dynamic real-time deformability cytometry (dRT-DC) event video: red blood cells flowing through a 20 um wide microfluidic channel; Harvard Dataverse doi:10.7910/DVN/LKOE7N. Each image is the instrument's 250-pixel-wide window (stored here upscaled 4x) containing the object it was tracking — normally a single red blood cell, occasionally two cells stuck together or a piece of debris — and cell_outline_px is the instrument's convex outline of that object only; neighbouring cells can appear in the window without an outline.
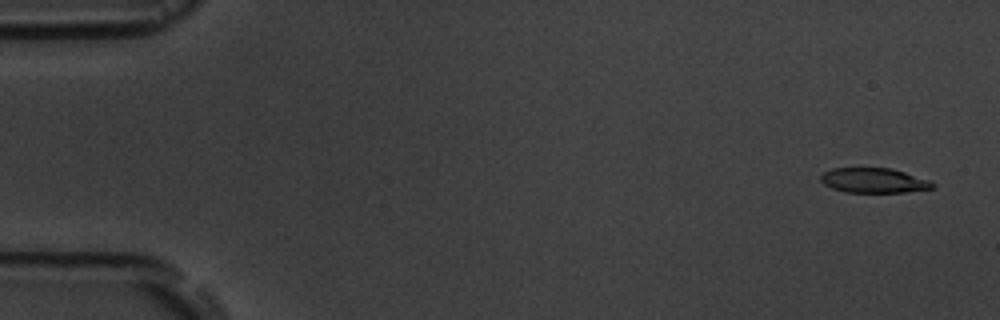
{"species": "common noctule bat (a hibernating species)", "species_latin": "Nyctalus noctula", "temperature_condition": "room temperature", "stored_images_in_passage": 5, "camera_frame_rate_fps": 3000, "um_per_image_px": 0.085, "animal": {"sex": "male", "body_mass_g": 19.5, "forearm_length_mm": 54.6}, "frame": {"image": 1, "passage_image": 1, "time_ms": 0.0, "image_size_px": [1000, 320], "cell_outline_px": [[936, 184], [932, 188], [904, 192], [844, 192], [832, 188], [824, 184], [820, 180], [820, 176], [824, 172], [832, 168], [892, 168], [928, 180]], "centroid_in_image_um": [74.24, 15.33], "position_along_channel_um": 10.8, "area_um2": 16.07}}
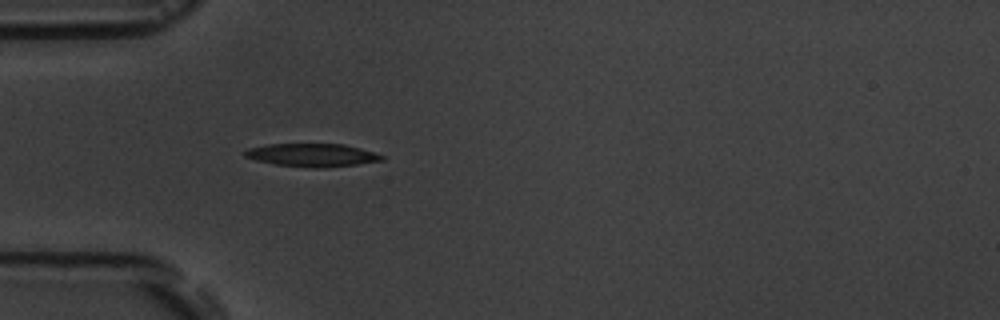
{"frame": {"image": 2, "passage_image": 5, "time_ms": 4.667, "image_size_px": [1000, 320], "cell_outline_px": [[384, 160], [356, 164], [324, 168], [312, 168], [276, 164], [256, 160], [244, 156], [244, 152], [248, 148], [268, 144], [344, 144], [360, 148], [384, 156]], "centroid_in_image_um": [26.52, 13.18], "position_along_channel_um": 58.5, "area_um2": 18.26}}